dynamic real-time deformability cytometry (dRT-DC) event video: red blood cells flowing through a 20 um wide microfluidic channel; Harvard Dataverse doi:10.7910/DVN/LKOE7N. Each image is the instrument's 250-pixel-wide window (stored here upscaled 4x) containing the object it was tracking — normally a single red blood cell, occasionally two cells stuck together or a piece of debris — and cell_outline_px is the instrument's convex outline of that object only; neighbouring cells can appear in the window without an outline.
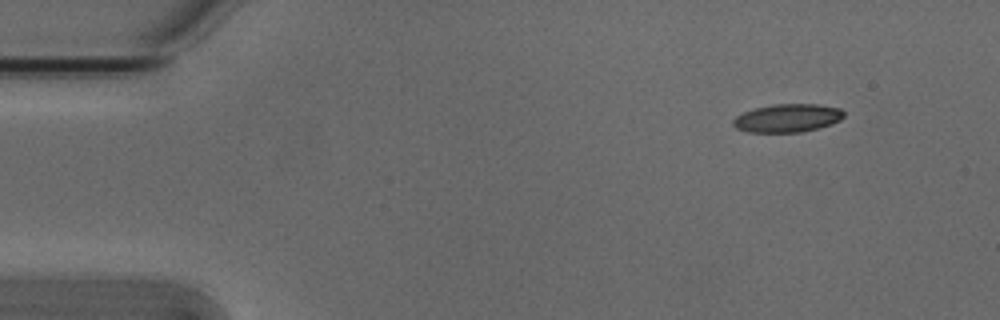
{"species": "Egyptian fruit bat (a non-hibernating species)", "species_latin": "Rousettus aegyptiacus", "temperature_condition": "cold", "stored_images_in_passage": 3, "camera_frame_rate_fps": 3000, "um_per_image_px": 0.085, "animal": {"sex": "male"}, "frame": {"image": 1, "passage_image": 1, "time_ms": 0.0, "image_size_px": [1000, 320], "cell_outline_px": [[844, 116], [840, 120], [832, 124], [820, 128], [800, 132], [748, 132], [736, 128], [732, 124], [732, 120], [736, 116], [744, 112], [756, 108], [772, 104], [820, 104], [840, 108], [844, 112]], "centroid_in_image_um": [66.95, 10.03], "position_along_channel_um": 18.0, "area_um2": 18.32}}
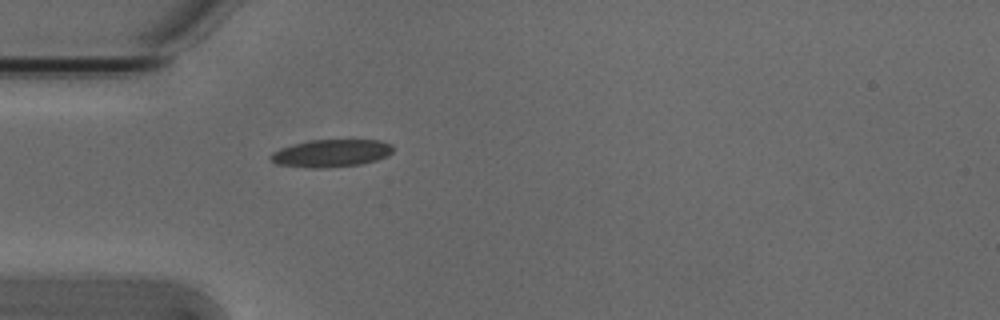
{"frame": {"image": 2, "passage_image": 3, "time_ms": 0.667, "image_size_px": [1000, 320], "cell_outline_px": [[392, 152], [388, 156], [376, 160], [360, 164], [320, 168], [312, 168], [276, 164], [268, 156], [272, 152], [280, 148], [292, 144], [312, 140], [380, 140], [392, 144]], "centroid_in_image_um": [28.14, 13.02], "position_along_channel_um": 56.9, "area_um2": 19.59}}